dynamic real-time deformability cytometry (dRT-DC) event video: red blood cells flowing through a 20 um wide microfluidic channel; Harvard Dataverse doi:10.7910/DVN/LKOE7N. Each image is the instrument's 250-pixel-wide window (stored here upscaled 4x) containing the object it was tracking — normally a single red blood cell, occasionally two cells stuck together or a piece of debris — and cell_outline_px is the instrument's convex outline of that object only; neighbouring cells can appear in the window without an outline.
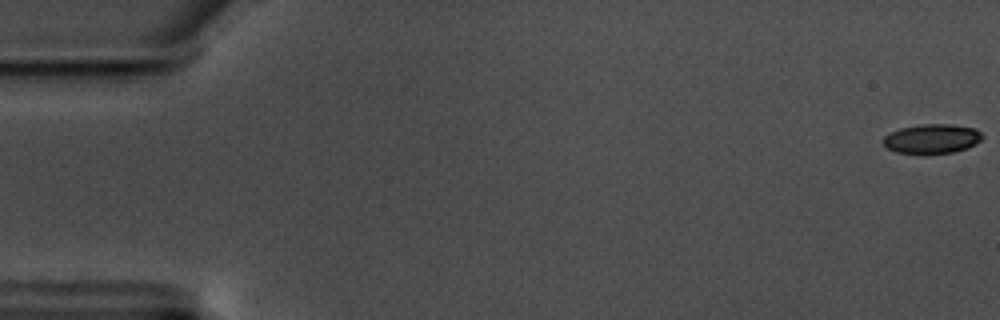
{"species": "common noctule bat (a hibernating species)", "species_latin": "Nyctalus noctula", "temperature_condition": "warm", "stored_images_in_passage": 51, "camera_frame_rate_fps": 3000, "um_per_image_px": 0.085, "animal": {"sex": "male", "body_mass_g": 17.5, "forearm_length_mm": 52.3}, "frame": {"image": 1, "passage_image": 1, "time_ms": 0.0, "image_size_px": [1000, 320], "cell_outline_px": [[984, 136], [976, 144], [968, 148], [952, 152], [924, 156], [896, 152], [888, 148], [884, 144], [884, 136], [900, 128], [920, 124], [952, 124], [976, 128]], "centroid_in_image_um": [79.23, 11.82], "position_along_channel_um": 5.8, "area_um2": 17.46}}
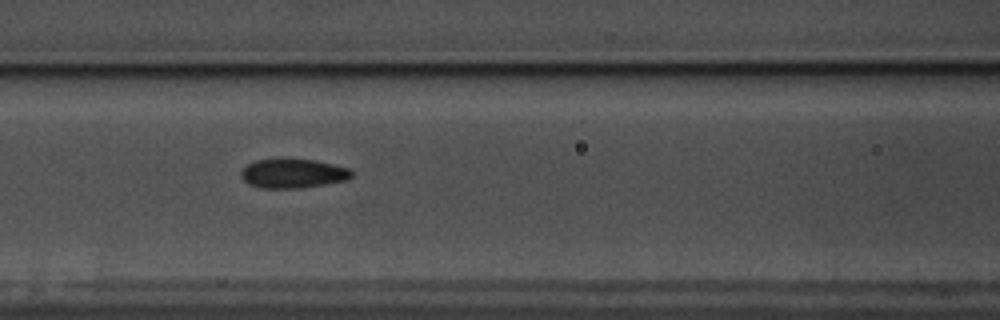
{"frame": {"image": 2, "passage_image": 26, "time_ms": 8.333, "image_size_px": [1000, 320], "cell_outline_px": [[352, 176], [344, 180], [324, 184], [300, 188], [260, 188], [248, 184], [240, 176], [240, 172], [248, 164], [256, 160], [284, 156], [288, 156], [316, 160], [348, 168], [352, 172]], "centroid_in_image_um": [24.84, 14.7], "position_along_channel_um": 141.8, "area_um2": 19.36}}
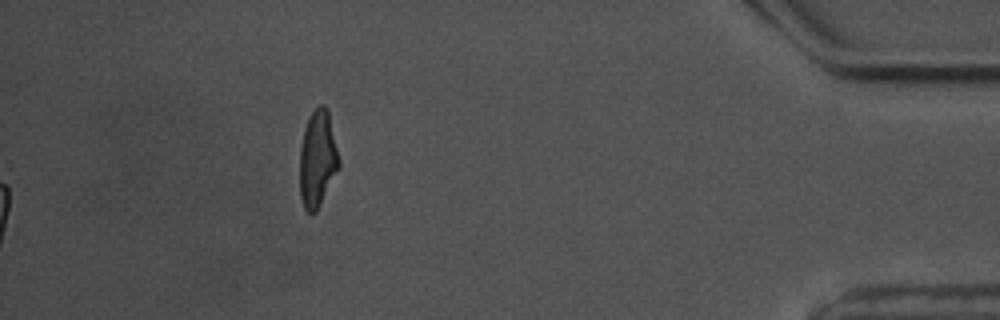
{"frame": {"image": 3, "passage_image": 51, "time_ms": 16.667, "image_size_px": [1000, 320], "cell_outline_px": [[340, 168], [316, 212], [312, 216], [304, 208], [300, 196], [300, 148], [304, 128], [312, 112], [320, 104], [324, 104], [328, 108], [340, 160]], "centroid_in_image_um": [27.01, 13.52], "position_along_channel_um": 408.2, "area_um2": 22.37}, "authors_computed_cell_mechanics": {"area_um2": 19.363, "velocity_mm_per_s": 3.5291, "shape_relaxation_time_tau1_ms": 2.3307, "shape_relaxation_time_tau2_ms": 5.6117, "deformation_change_tau1": 0.0992, "deformation_change_tau2": 0.1546}}